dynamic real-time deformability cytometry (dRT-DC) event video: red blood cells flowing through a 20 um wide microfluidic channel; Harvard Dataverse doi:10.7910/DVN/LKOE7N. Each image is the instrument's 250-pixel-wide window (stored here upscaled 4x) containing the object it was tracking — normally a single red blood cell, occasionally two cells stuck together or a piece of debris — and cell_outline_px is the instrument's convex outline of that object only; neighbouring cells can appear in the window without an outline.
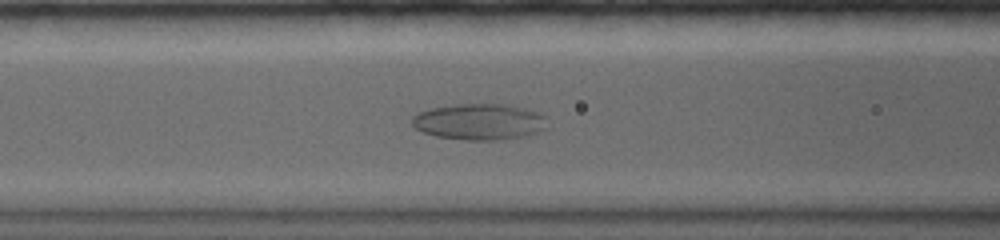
{"species": "common noctule bat (a hibernating species)", "species_latin": "Nyctalus noctula", "temperature_condition": "warm", "stored_images_in_passage": 88, "camera_frame_rate_fps": 5000, "um_per_image_px": 0.085, "animal": {"sex": "female", "body_mass_g": 19.0, "forearm_length_mm": 56.7}, "frame": {"image": 1, "passage_image": 27, "time_ms": 5.2, "image_size_px": [1000, 240], "cell_outline_px": [[548, 128], [524, 136], [492, 140], [464, 140], [436, 136], [424, 132], [416, 128], [412, 124], [412, 116], [420, 112], [432, 108], [460, 104], [500, 104], [524, 108], [540, 112], [544, 116]], "centroid_in_image_um": [40.76, 10.35], "position_along_channel_um": 125.8, "area_um2": 28.26}}
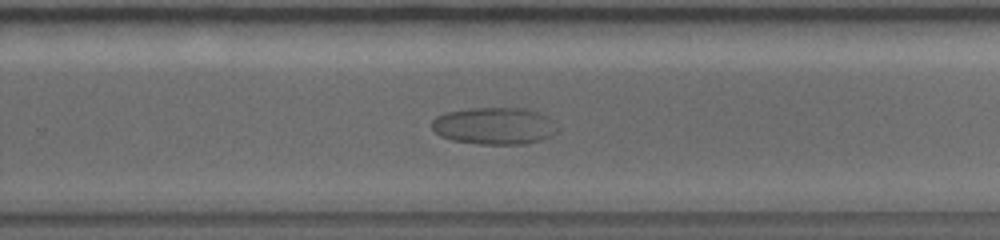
{"frame": {"image": 2, "passage_image": 51, "time_ms": 10.0, "image_size_px": [1000, 240], "cell_outline_px": [[560, 128], [552, 136], [540, 140], [524, 144], [480, 144], [452, 140], [440, 136], [432, 128], [432, 120], [436, 116], [448, 112], [472, 108], [524, 108], [536, 112], [544, 116]], "centroid_in_image_um": [42.01, 10.71], "position_along_channel_um": 287.8, "area_um2": 26.93}}
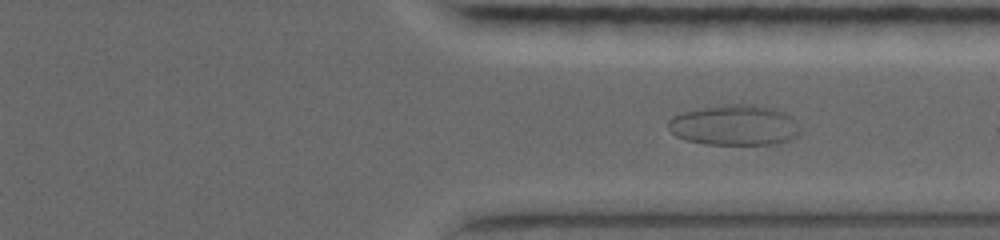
{"frame": {"image": 3, "passage_image": 60, "time_ms": 11.8, "image_size_px": [1000, 240], "cell_outline_px": [[800, 136], [776, 144], [704, 144], [684, 140], [676, 136], [668, 128], [668, 120], [672, 116], [684, 112], [700, 108], [732, 104], [752, 104], [776, 108], [792, 116], [800, 128]], "centroid_in_image_um": [62.46, 10.64], "position_along_channel_um": 348.9, "area_um2": 31.39}}